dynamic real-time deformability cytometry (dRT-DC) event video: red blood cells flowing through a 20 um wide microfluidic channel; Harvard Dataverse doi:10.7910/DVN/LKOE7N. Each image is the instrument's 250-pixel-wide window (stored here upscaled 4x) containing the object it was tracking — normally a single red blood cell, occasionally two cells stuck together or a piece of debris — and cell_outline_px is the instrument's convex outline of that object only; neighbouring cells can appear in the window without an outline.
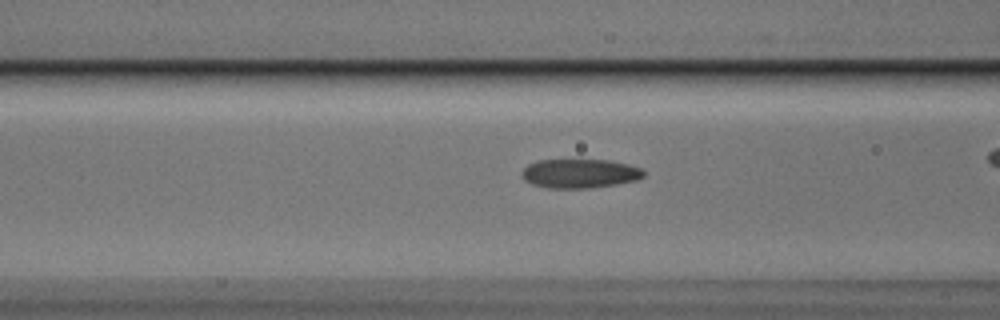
{"species": "Egyptian fruit bat (a non-hibernating species)", "species_latin": "Rousettus aegyptiacus", "temperature_condition": "cold", "stored_images_in_passage": 44, "camera_frame_rate_fps": 3000, "um_per_image_px": 0.085, "animal": {"sex": "male"}, "frame": {"image": 1, "passage_image": 22, "time_ms": 7.0, "image_size_px": [1000, 320], "cell_outline_px": [[644, 176], [636, 180], [616, 184], [588, 188], [548, 188], [532, 184], [524, 180], [520, 176], [520, 172], [528, 164], [536, 160], [608, 160], [628, 164], [640, 168], [644, 172]], "centroid_in_image_um": [49.23, 14.74], "position_along_channel_um": 117.4, "area_um2": 20.69}}
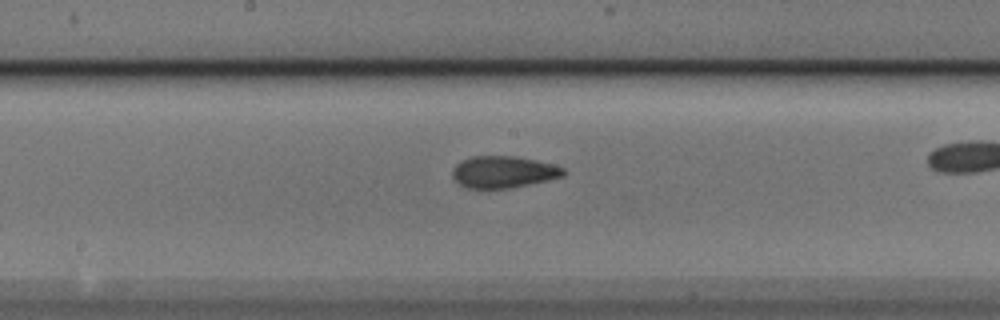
{"frame": {"image": 2, "passage_image": 29, "time_ms": 9.333, "image_size_px": [1000, 320], "cell_outline_px": [[568, 172], [564, 176], [548, 180], [512, 188], [468, 188], [460, 184], [452, 176], [452, 168], [460, 160], [472, 156], [516, 156], [536, 160], [552, 164], [564, 168]], "centroid_in_image_um": [42.8, 14.61], "position_along_channel_um": 205.4, "area_um2": 20.75}}
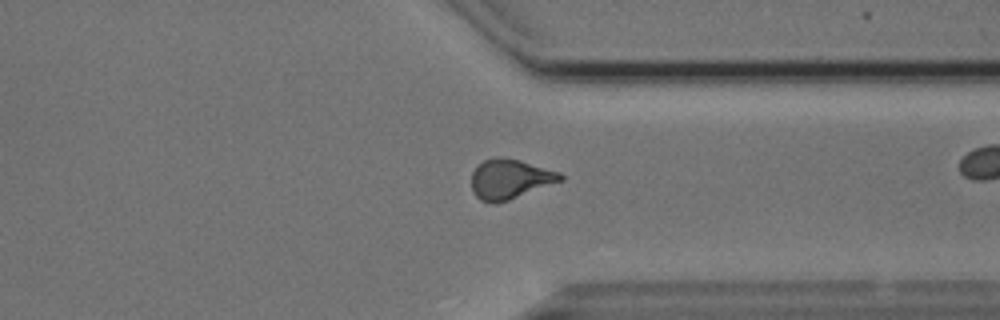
{"frame": {"image": 3, "passage_image": 42, "time_ms": 13.667, "image_size_px": [1000, 320], "cell_outline_px": [[564, 180], [508, 200], [496, 204], [480, 200], [472, 192], [472, 172], [476, 164], [484, 160], [500, 156], [520, 160], [560, 172], [564, 176]], "centroid_in_image_um": [43.33, 15.21], "position_along_channel_um": 368.1, "area_um2": 20.75}}